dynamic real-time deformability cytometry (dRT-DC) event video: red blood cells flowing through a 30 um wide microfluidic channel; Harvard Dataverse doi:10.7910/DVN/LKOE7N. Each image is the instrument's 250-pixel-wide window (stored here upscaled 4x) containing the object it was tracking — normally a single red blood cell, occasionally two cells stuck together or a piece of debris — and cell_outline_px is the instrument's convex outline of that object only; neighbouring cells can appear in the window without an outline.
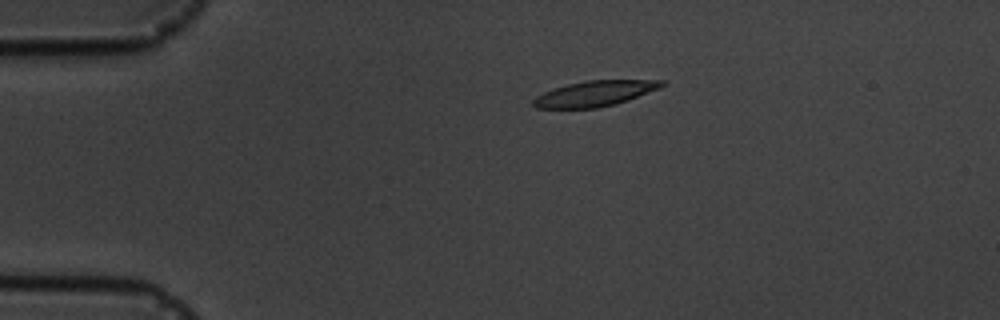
{"species": "common noctule bat (a hibernating species)", "species_latin": "Nyctalus noctula", "temperature_condition": "cold", "stored_images_in_passage": 8, "camera_frame_rate_fps": 3000, "um_per_image_px": 0.085, "animal": {"sex": "male", "body_mass_g": 19.5, "forearm_length_mm": 54.6}, "frame": {"image": 1, "passage_image": 4, "time_ms": 3.333, "image_size_px": [1000, 320], "cell_outline_px": [[668, 84], [660, 88], [628, 100], [616, 104], [596, 108], [536, 108], [532, 104], [532, 100], [536, 96], [552, 88], [584, 80], [664, 80]], "centroid_in_image_um": [50.57, 7.94], "position_along_channel_um": 34.4, "area_um2": 19.25}}
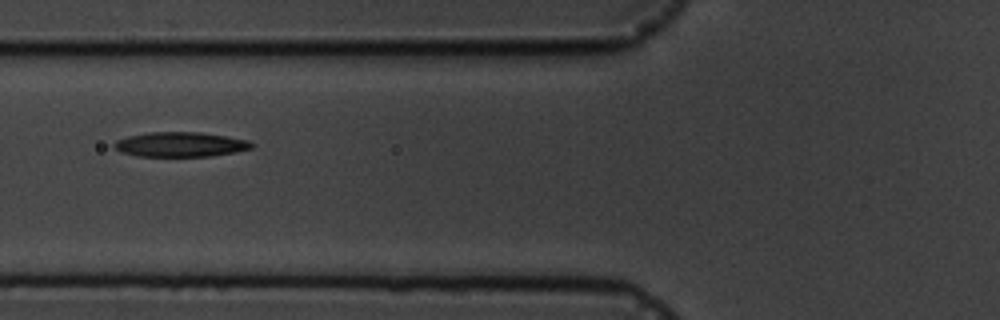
{"frame": {"image": 2, "passage_image": 7, "time_ms": 6.667, "image_size_px": [1000, 320], "cell_outline_px": [[256, 144], [252, 148], [236, 152], [212, 156], [136, 156], [124, 152], [116, 148], [112, 144], [116, 140], [128, 136], [148, 132], [200, 132], [248, 140]], "centroid_in_image_um": [15.36, 12.27], "position_along_channel_um": 110.4, "area_um2": 19.77}}
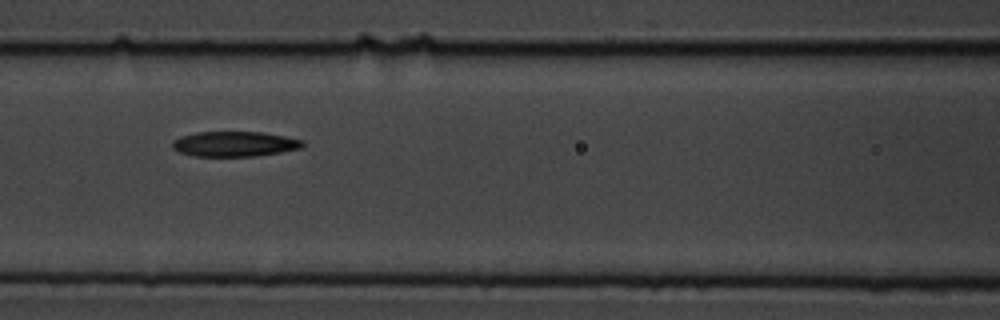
{"frame": {"image": 3, "passage_image": 8, "time_ms": 7.667, "image_size_px": [1000, 320], "cell_outline_px": [[304, 144], [300, 148], [280, 152], [256, 156], [192, 156], [180, 152], [172, 148], [172, 140], [180, 136], [196, 132], [264, 132], [304, 140]], "centroid_in_image_um": [19.91, 12.23], "position_along_channel_um": 146.7, "area_um2": 19.13}}